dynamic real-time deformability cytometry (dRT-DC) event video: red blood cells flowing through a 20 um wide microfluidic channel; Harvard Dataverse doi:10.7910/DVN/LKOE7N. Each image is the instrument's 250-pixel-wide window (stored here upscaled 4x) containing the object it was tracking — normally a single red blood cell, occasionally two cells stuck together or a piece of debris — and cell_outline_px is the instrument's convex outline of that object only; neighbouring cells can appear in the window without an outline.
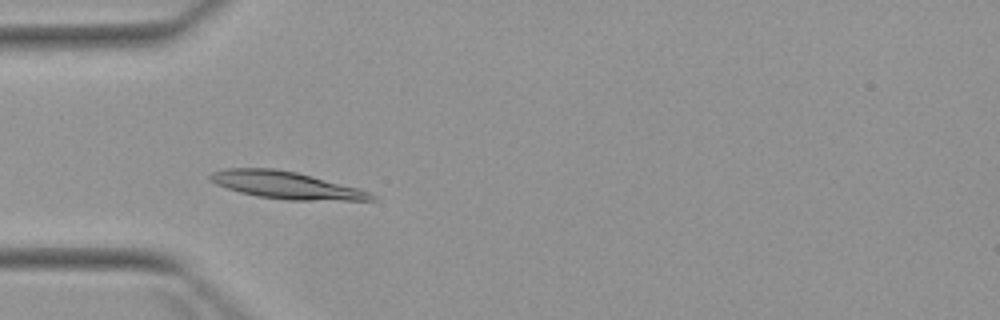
{"species": "Egyptian fruit bat (a non-hibernating species)", "species_latin": "Rousettus aegyptiacus", "temperature_condition": "warm", "stored_images_in_passage": 5, "camera_frame_rate_fps": 3000, "um_per_image_px": 0.085, "animal": {"sex": "female"}, "frame": {"image": 1, "passage_image": 4, "time_ms": 3.667, "image_size_px": [1000, 320], "cell_outline_px": [[376, 200], [288, 200], [256, 196], [240, 192], [216, 184], [208, 180], [208, 176], [212, 172], [228, 168], [272, 168], [296, 172], [360, 188], [376, 196]], "centroid_in_image_um": [24.3, 15.74], "position_along_channel_um": 60.7, "area_um2": 25.49}}
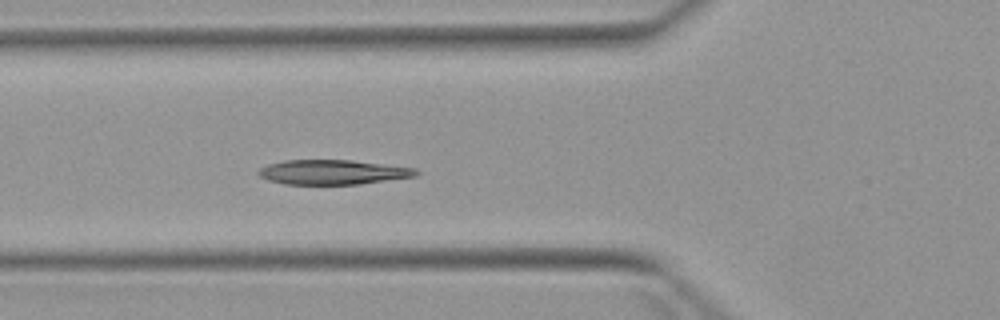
{"frame": {"image": 2, "passage_image": 5, "time_ms": 4.667, "image_size_px": [1000, 320], "cell_outline_px": [[420, 172], [416, 176], [360, 184], [284, 184], [268, 180], [260, 176], [256, 172], [260, 168], [268, 164], [284, 160], [352, 160], [416, 168]], "centroid_in_image_um": [28.28, 14.63], "position_along_channel_um": 97.5, "area_um2": 22.66}}